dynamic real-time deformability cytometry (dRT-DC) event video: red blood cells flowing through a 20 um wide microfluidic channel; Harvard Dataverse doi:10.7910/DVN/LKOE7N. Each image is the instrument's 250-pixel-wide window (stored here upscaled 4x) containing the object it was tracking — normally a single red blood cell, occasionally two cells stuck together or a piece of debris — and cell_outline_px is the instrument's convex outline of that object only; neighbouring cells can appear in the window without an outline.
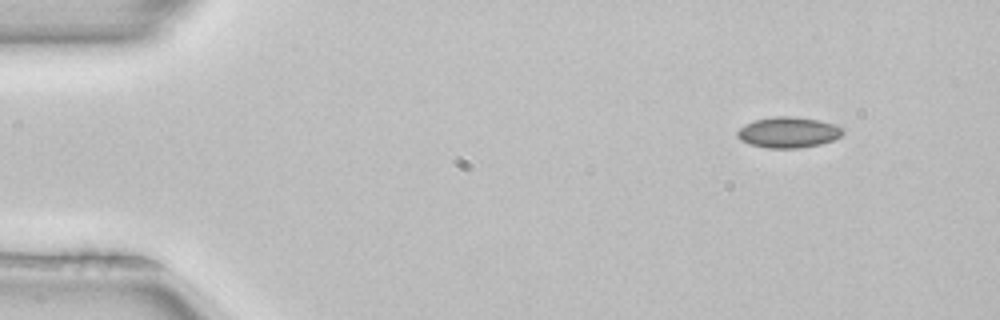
{"species": "common noctule bat (a hibernating species)", "species_latin": "Nyctalus noctula", "temperature_condition": "room temperature", "stored_images_in_passage": 3, "camera_frame_rate_fps": 3000, "um_per_image_px": 0.085, "animal": {"sex": "female", "body_mass_g": 22.7, "forearm_length_mm": 54.2}, "frame": {"image": 1, "passage_image": 1, "time_ms": 0.0, "image_size_px": [1000, 320], "cell_outline_px": [[844, 132], [840, 136], [832, 140], [820, 144], [800, 148], [768, 148], [752, 144], [740, 140], [736, 136], [736, 132], [744, 124], [756, 120], [772, 116], [788, 116], [820, 120], [836, 124], [844, 128]], "centroid_in_image_um": [67.02, 11.24], "position_along_channel_um": 18.0, "area_um2": 18.96}}